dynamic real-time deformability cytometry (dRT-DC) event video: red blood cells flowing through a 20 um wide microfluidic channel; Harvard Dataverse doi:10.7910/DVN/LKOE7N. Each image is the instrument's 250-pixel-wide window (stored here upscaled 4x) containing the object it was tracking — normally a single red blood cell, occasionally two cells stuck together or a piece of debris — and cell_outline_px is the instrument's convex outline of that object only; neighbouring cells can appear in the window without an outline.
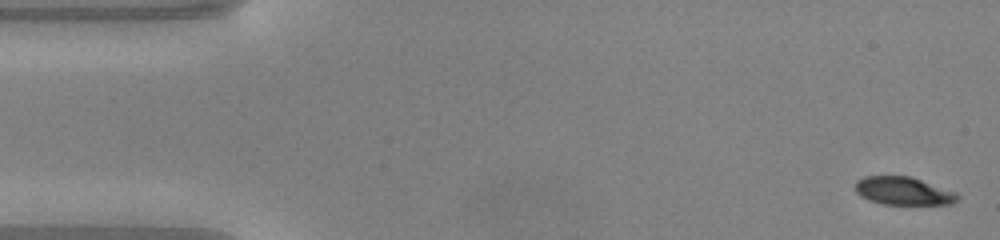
{"species": "common noctule bat (a hibernating species)", "species_latin": "Nyctalus noctula", "temperature_condition": "warm", "stored_images_in_passage": 48, "camera_frame_rate_fps": 3000, "um_per_image_px": 0.085, "animal": {"sex": "male", "body_mass_g": 20.0, "forearm_length_mm": 53.3}, "frame": {"image": 1, "passage_image": 1, "time_ms": 0.0, "image_size_px": [1000, 240], "cell_outline_px": [[960, 196], [952, 204], [880, 204], [868, 200], [860, 196], [856, 192], [856, 180], [864, 176], [912, 176], [956, 192]], "centroid_in_image_um": [76.77, 16.23], "position_along_channel_um": 8.2, "area_um2": 16.82}}
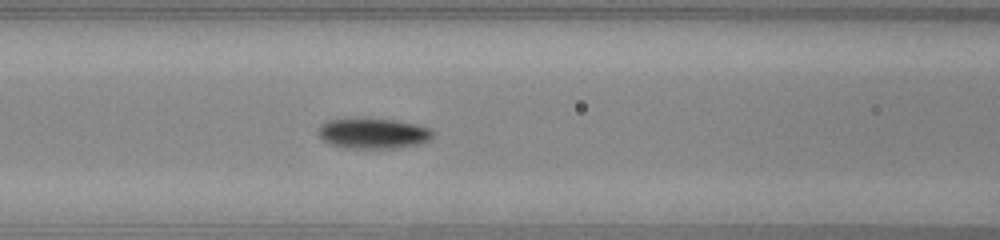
{"frame": {"image": 2, "passage_image": 19, "time_ms": 6.0, "image_size_px": [1000, 240], "cell_outline_px": [[432, 136], [428, 140], [416, 144], [392, 148], [348, 148], [332, 144], [324, 140], [316, 132], [320, 124], [328, 120], [352, 116], [368, 116], [416, 124], [432, 128]], "centroid_in_image_um": [31.65, 11.28], "position_along_channel_um": 135.0, "area_um2": 20.81}}
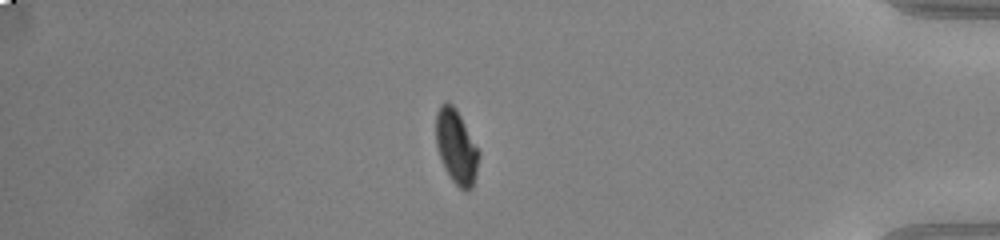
{"frame": {"image": 3, "passage_image": 41, "time_ms": 13.333, "image_size_px": [1000, 240], "cell_outline_px": [[480, 156], [472, 188], [468, 192], [464, 192], [452, 180], [444, 168], [436, 144], [436, 112], [440, 104], [448, 100], [456, 108], [480, 152]], "centroid_in_image_um": [38.78, 12.47], "position_along_channel_um": 396.4, "area_um2": 18.61}, "authors_computed_cell_mechanics": {"area_um2": 19.4786, "velocity_mm_per_s": 4.1199, "shape_relaxation_time_tau1_ms": 2.4366, "shape_relaxation_time_tau2_ms": 1.8201, "deformation_change_tau1": 0.1368, "deformation_change_tau2": 0.0412}}